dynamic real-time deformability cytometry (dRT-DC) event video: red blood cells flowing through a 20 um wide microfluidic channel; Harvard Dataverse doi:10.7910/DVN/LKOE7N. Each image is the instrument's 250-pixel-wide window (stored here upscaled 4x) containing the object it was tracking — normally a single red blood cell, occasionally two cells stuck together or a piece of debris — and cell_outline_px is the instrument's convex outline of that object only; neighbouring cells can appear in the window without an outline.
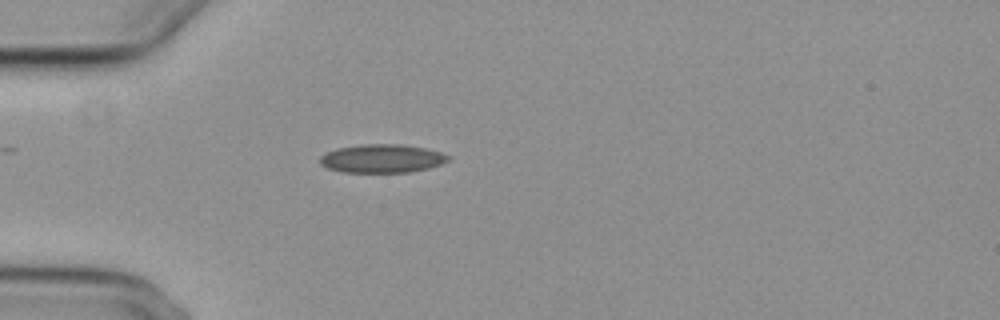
{"species": "common noctule bat (a hibernating species)", "species_latin": "Nyctalus noctula", "temperature_condition": "cold", "stored_images_in_passage": 1, "camera_frame_rate_fps": 3000, "um_per_image_px": 0.085, "animal": {"sex": "female", "body_mass_g": 29.2, "forearm_length_mm": 56.3}, "frame": {"image": 1, "passage_image": 1, "time_ms": 0.0, "image_size_px": [1000, 320], "cell_outline_px": [[452, 156], [448, 160], [440, 164], [428, 168], [408, 172], [344, 172], [328, 168], [320, 164], [320, 156], [336, 148], [360, 144], [400, 144], [424, 148], [440, 152]], "centroid_in_image_um": [32.46, 13.47], "position_along_channel_um": 52.5, "area_um2": 21.15}}